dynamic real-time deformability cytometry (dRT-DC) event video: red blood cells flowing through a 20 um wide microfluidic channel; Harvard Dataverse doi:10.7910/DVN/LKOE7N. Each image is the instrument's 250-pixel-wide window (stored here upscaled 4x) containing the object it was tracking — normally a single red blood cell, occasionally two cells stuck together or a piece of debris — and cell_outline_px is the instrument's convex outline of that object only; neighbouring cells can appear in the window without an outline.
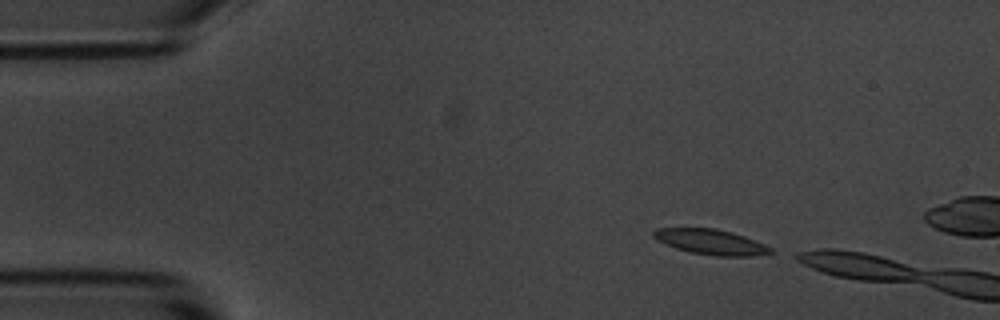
{"species": "common noctule bat (a hibernating species)", "species_latin": "Nyctalus noctula", "temperature_condition": "room temperature", "stored_images_in_passage": 4, "camera_frame_rate_fps": 3000, "um_per_image_px": 0.085, "animal": {"sex": "male", "body_mass_g": 20.1, "forearm_length_mm": 53.5}, "frame": {"image": 1, "passage_image": 1, "time_ms": 0.0, "image_size_px": [1000, 320], "cell_outline_px": [[776, 252], [752, 256], [716, 256], [688, 252], [664, 244], [652, 236], [652, 232], [656, 228], [716, 228], [732, 232], [744, 236], [764, 244], [772, 248]], "centroid_in_image_um": [60.41, 20.56], "position_along_channel_um": 24.6, "area_um2": 17.34}}